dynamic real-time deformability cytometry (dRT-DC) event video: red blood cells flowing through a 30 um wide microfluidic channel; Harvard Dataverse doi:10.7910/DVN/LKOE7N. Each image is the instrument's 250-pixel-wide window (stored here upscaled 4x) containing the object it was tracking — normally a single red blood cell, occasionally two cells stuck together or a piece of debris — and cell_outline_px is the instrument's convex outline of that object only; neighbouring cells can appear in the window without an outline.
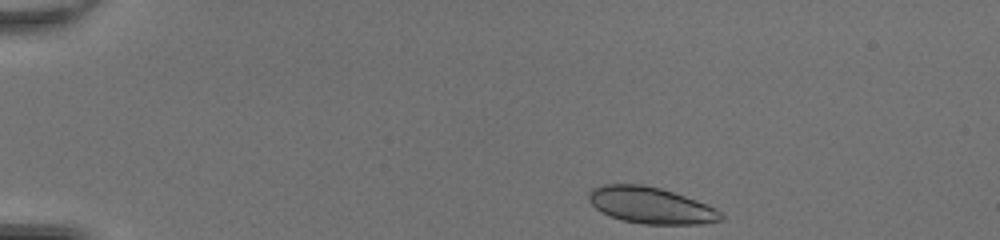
{"species": "common noctule bat (a hibernating species)", "species_latin": "Nyctalus noctula", "temperature_condition": "room temperature", "stored_images_in_passage": 41, "camera_frame_rate_fps": 3000, "um_per_image_px": 0.085, "animal": {"sex": "female", "body_mass_g": 20.0, "forearm_length_mm": 54.0}, "frame": {"image": 1, "passage_image": 1, "time_ms": 0.0, "image_size_px": [1000, 240], "cell_outline_px": [[724, 220], [700, 224], [644, 224], [624, 220], [600, 212], [588, 200], [588, 192], [592, 188], [604, 184], [644, 184], [660, 188], [708, 204], [716, 208], [724, 216]], "centroid_in_image_um": [55.33, 17.45], "position_along_channel_um": 29.7, "area_um2": 28.09}}